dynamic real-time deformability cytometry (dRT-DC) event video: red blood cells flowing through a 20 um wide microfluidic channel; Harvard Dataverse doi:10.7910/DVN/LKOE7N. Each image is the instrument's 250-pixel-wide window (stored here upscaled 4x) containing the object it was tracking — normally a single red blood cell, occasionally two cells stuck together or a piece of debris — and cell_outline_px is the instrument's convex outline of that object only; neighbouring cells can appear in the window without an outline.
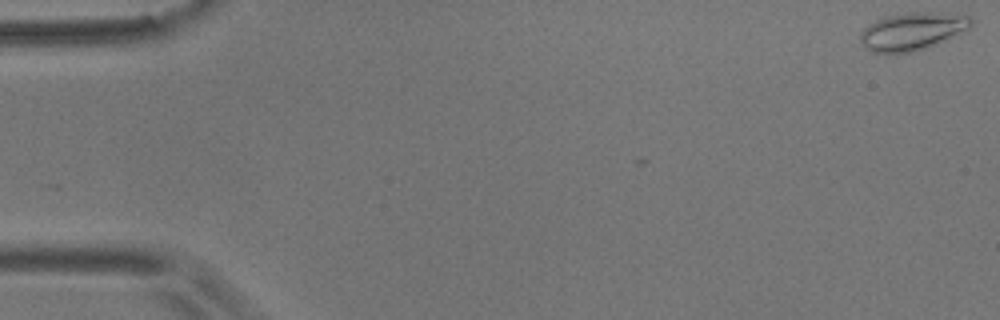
{"species": "common noctule bat (a hibernating species)", "species_latin": "Nyctalus noctula", "temperature_condition": "room temperature", "stored_images_in_passage": 4, "camera_frame_rate_fps": 3000, "um_per_image_px": 0.085, "animal": {"sex": "male", "body_mass_g": 17.9}, "frame": {"image": 1, "passage_image": 1, "time_ms": 0.0, "image_size_px": [1000, 320], "cell_outline_px": [[972, 24], [968, 28], [948, 40], [928, 48], [912, 52], [872, 52], [864, 48], [860, 40], [860, 32], [868, 24], [884, 16], [908, 12], [956, 12], [972, 16]], "centroid_in_image_um": [77.59, 2.63], "position_along_channel_um": 7.4, "area_um2": 24.85}}